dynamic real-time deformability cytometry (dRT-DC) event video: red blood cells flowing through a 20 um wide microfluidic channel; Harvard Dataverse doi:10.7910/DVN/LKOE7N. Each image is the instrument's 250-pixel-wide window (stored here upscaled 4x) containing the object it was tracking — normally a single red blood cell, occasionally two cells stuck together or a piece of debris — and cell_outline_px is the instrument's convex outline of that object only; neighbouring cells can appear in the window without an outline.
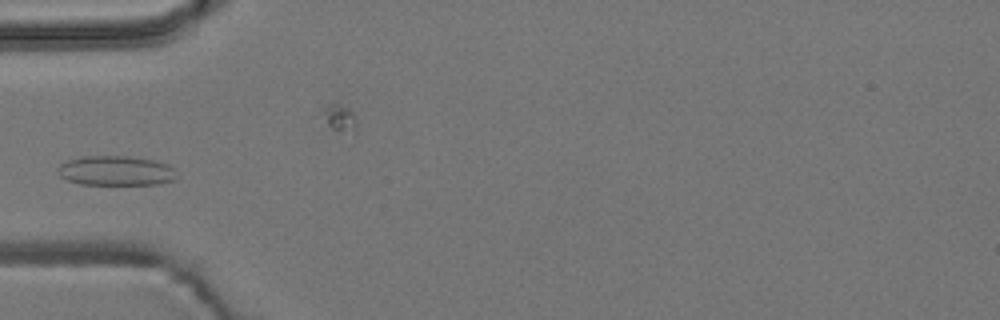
{"species": "common noctule bat (a hibernating species)", "species_latin": "Nyctalus noctula", "temperature_condition": "room temperature", "stored_images_in_passage": 11, "camera_frame_rate_fps": 3000, "um_per_image_px": 0.085, "animal": {"sex": "male", "body_mass_g": 19.2, "forearm_length_mm": 51.8}, "frame": {"image": 1, "passage_image": 2, "time_ms": 2.0, "image_size_px": [1000, 320], "cell_outline_px": [[176, 180], [160, 184], [80, 184], [68, 180], [60, 176], [56, 168], [60, 164], [68, 160], [80, 156], [128, 156], [156, 160], [168, 164], [172, 168], [176, 176]], "centroid_in_image_um": [9.85, 14.5], "position_along_channel_um": 75.2, "area_um2": 20.69}}
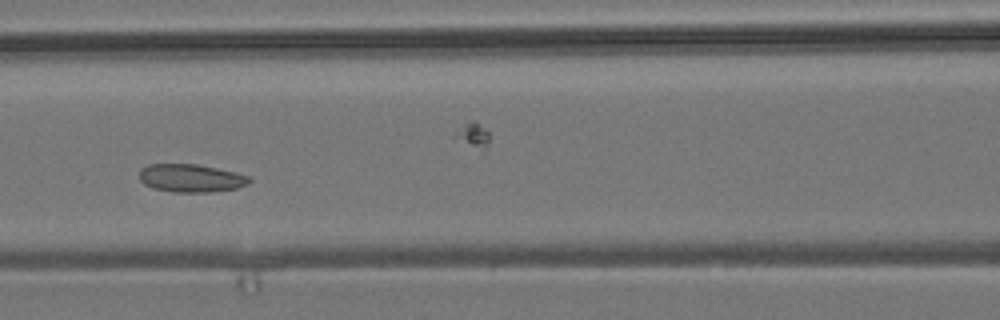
{"frame": {"image": 2, "passage_image": 4, "time_ms": 4.0, "image_size_px": [1000, 320], "cell_outline_px": [[252, 180], [248, 184], [236, 188], [208, 192], [172, 192], [152, 188], [144, 184], [140, 180], [140, 168], [148, 164], [196, 164], [236, 172], [248, 176]], "centroid_in_image_um": [16.21, 15.14], "position_along_channel_um": 150.4, "area_um2": 17.98}}